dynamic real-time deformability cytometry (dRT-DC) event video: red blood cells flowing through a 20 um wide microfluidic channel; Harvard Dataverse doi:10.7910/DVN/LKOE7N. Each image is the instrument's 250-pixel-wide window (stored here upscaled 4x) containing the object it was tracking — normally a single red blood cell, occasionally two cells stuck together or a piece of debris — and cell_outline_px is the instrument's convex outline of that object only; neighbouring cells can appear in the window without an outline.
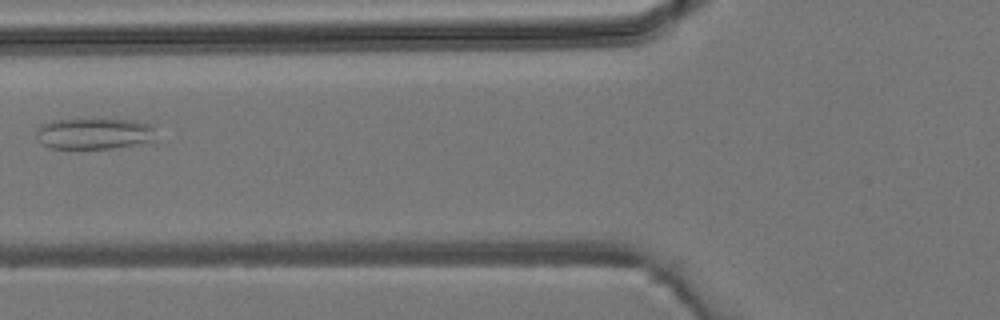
{"species": "common noctule bat (a hibernating species)", "species_latin": "Nyctalus noctula", "temperature_condition": "room temperature", "stored_images_in_passage": 5, "camera_frame_rate_fps": 3000, "um_per_image_px": 0.085, "animal": {"sex": "male", "body_mass_g": 19.2, "forearm_length_mm": 51.8}, "frame": {"image": 1, "passage_image": 5, "time_ms": 4.333, "image_size_px": [1000, 320], "cell_outline_px": [[152, 140], [112, 148], [48, 148], [40, 144], [36, 136], [36, 128], [40, 124], [52, 120], [136, 120], [152, 124]], "centroid_in_image_um": [7.88, 11.35], "position_along_channel_um": 117.9, "area_um2": 21.39}}